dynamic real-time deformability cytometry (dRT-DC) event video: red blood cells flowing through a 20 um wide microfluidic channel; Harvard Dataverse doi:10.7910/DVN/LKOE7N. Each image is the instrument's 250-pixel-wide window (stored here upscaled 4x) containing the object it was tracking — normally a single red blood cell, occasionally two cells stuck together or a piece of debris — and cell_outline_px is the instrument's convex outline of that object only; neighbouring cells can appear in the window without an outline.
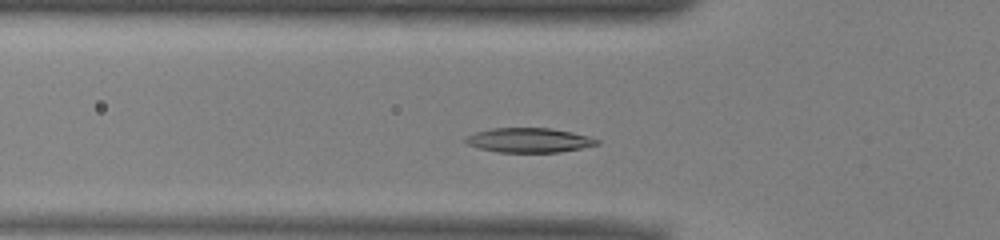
{"species": "common noctule bat (a hibernating species)", "species_latin": "Nyctalus noctula", "temperature_condition": "warm", "stored_images_in_passage": 44, "camera_frame_rate_fps": 3000, "um_per_image_px": 0.085, "animal": {"sex": "male", "body_mass_g": 13.0, "forearm_length_mm": 53.1}, "frame": {"image": 1, "passage_image": 8, "time_ms": 2.333, "image_size_px": [1000, 240], "cell_outline_px": [[600, 144], [560, 152], [500, 152], [480, 148], [468, 144], [464, 140], [464, 136], [476, 132], [492, 128], [548, 128], [572, 132], [588, 136], [600, 140]], "centroid_in_image_um": [44.97, 11.91], "position_along_channel_um": 80.8, "area_um2": 18.67}}
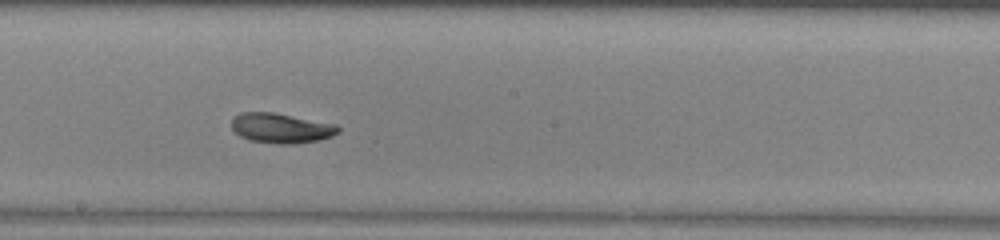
{"frame": {"image": 2, "passage_image": 19, "time_ms": 6.0, "image_size_px": [1000, 240], "cell_outline_px": [[340, 132], [332, 136], [320, 140], [292, 144], [280, 144], [248, 140], [240, 136], [232, 128], [232, 116], [240, 112], [272, 112], [336, 124], [340, 128]], "centroid_in_image_um": [23.89, 10.89], "position_along_channel_um": 224.3, "area_um2": 18.67}}
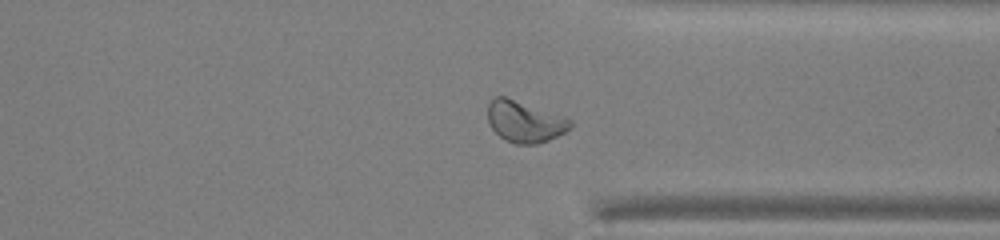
{"frame": {"image": 3, "passage_image": 30, "time_ms": 9.667, "image_size_px": [1000, 240], "cell_outline_px": [[572, 128], [548, 140], [536, 144], [516, 144], [504, 140], [488, 124], [488, 104], [496, 96], [504, 96], [564, 116], [572, 120]], "centroid_in_image_um": [44.6, 10.34], "position_along_channel_um": 366.8, "area_um2": 19.83}, "authors_computed_cell_mechanics": {"area_um2": 19.1029, "velocity_mm_per_s": 3.9186, "shape_relaxation_time_tau1_ms": 3.5933, "shape_relaxation_time_tau2_ms": 2.3463, "deformation_change_tau1": 0.1297, "deformation_change_tau2": 0.0709}}